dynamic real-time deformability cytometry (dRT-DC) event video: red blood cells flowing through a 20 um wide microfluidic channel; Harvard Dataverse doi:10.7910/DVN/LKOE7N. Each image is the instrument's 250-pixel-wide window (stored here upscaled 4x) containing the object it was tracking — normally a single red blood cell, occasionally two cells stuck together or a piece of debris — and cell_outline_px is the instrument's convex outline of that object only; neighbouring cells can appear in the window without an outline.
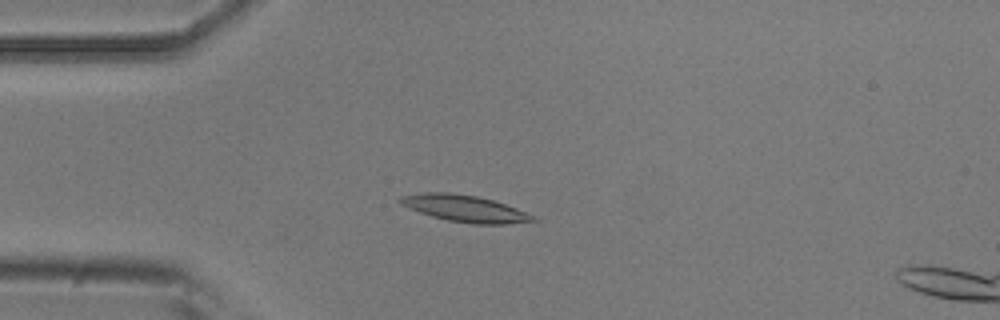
{"species": "common noctule bat (a hibernating species)", "species_latin": "Nyctalus noctula", "temperature_condition": "room temperature", "stored_images_in_passage": 52, "camera_frame_rate_fps": 3000, "um_per_image_px": 0.085, "animal": {"sex": "male", "body_mass_g": 20.5, "forearm_length_mm": 52.5}, "frame": {"image": 1, "passage_image": 13, "time_ms": 4.0, "image_size_px": [1000, 320], "cell_outline_px": [[540, 220], [504, 224], [472, 224], [448, 220], [432, 216], [408, 208], [400, 204], [396, 200], [400, 196], [428, 192], [448, 192], [476, 196], [492, 200], [516, 208], [536, 216]], "centroid_in_image_um": [39.5, 17.72], "position_along_channel_um": 45.5, "area_um2": 20.58}}
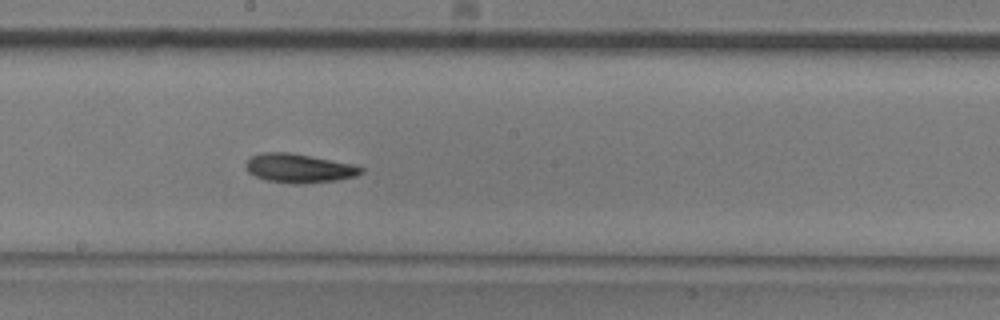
{"frame": {"image": 2, "passage_image": 28, "time_ms": 9.0, "image_size_px": [1000, 320], "cell_outline_px": [[364, 172], [356, 176], [336, 180], [304, 184], [288, 184], [264, 180], [248, 172], [244, 164], [252, 156], [264, 152], [288, 152], [352, 164], [364, 168]], "centroid_in_image_um": [25.4, 14.32], "position_along_channel_um": 222.8, "area_um2": 19.48}}
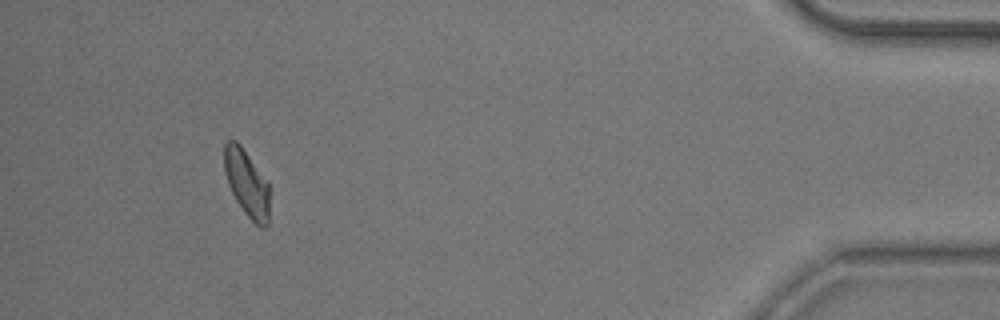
{"frame": {"image": 3, "passage_image": 48, "time_ms": 15.667, "image_size_px": [1000, 320], "cell_outline_px": [[268, 224], [264, 228], [260, 228], [244, 212], [236, 200], [228, 184], [224, 172], [224, 144], [228, 140], [236, 140], [240, 144], [268, 184]], "centroid_in_image_um": [20.94, 15.57], "position_along_channel_um": 414.3, "area_um2": 17.22}, "authors_computed_cell_mechanics": {"area_um2": 18.9584, "velocity_mm_per_s": 3.8599, "shape_relaxation_time_tau1_ms": 5.5559, "shape_relaxation_time_tau2_ms": 5.3956, "deformation_change_tau1": 0.1518, "deformation_change_tau2": 0.1207}}